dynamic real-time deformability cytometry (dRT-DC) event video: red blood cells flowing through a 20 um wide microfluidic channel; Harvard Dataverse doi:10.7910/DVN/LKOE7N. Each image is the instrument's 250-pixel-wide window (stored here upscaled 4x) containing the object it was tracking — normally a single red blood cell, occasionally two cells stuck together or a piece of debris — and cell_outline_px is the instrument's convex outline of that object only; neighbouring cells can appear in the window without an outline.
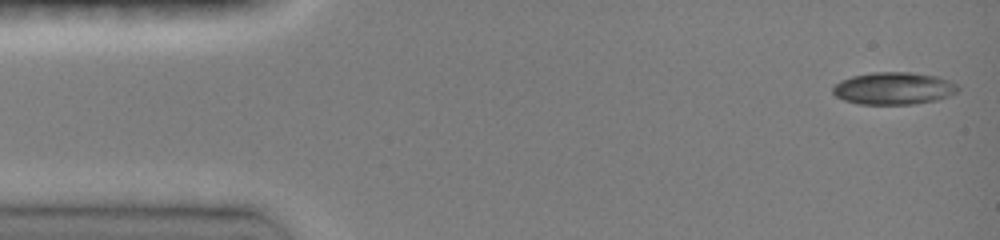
{"species": "common noctule bat (a hibernating species)", "species_latin": "Nyctalus noctula", "temperature_condition": "room temperature", "stored_images_in_passage": 39, "camera_frame_rate_fps": 3000, "um_per_image_px": 0.085, "animal": {"sex": "female", "body_mass_g": 19.0, "forearm_length_mm": 51.5}, "frame": {"image": 1, "passage_image": 1, "time_ms": 0.0, "image_size_px": [1000, 240], "cell_outline_px": [[960, 88], [956, 92], [948, 96], [936, 100], [912, 104], [860, 104], [844, 100], [836, 96], [832, 92], [832, 88], [840, 80], [852, 76], [872, 72], [912, 72], [936, 76], [948, 80], [956, 84]], "centroid_in_image_um": [75.95, 7.5], "position_along_channel_um": 9.1, "area_um2": 23.52}}
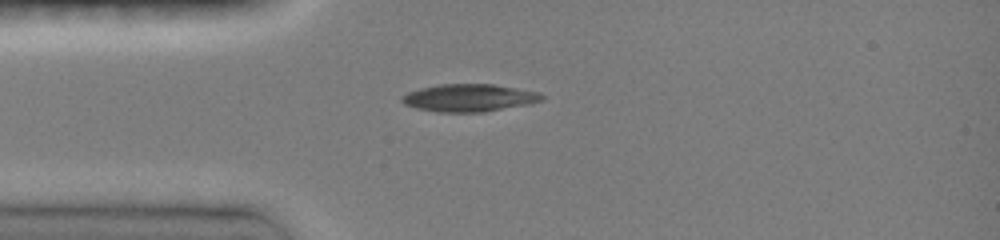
{"frame": {"image": 2, "passage_image": 11, "time_ms": 3.333, "image_size_px": [1000, 240], "cell_outline_px": [[544, 100], [528, 104], [484, 112], [436, 112], [416, 108], [404, 104], [400, 100], [400, 96], [408, 92], [420, 88], [440, 84], [492, 84], [540, 92], [544, 96]], "centroid_in_image_um": [39.86, 8.32], "position_along_channel_um": 45.1, "area_um2": 22.54}}
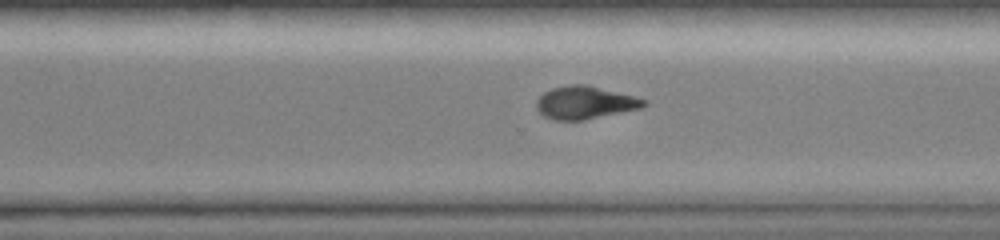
{"frame": {"image": 3, "passage_image": 34, "time_ms": 10.333, "image_size_px": [1000, 240], "cell_outline_px": [[648, 104], [640, 108], [584, 120], [552, 120], [544, 116], [536, 108], [536, 100], [544, 92], [552, 88], [568, 84], [588, 84], [632, 96], [644, 100]], "centroid_in_image_um": [49.67, 8.71], "position_along_channel_um": 320.9, "area_um2": 20.4}}